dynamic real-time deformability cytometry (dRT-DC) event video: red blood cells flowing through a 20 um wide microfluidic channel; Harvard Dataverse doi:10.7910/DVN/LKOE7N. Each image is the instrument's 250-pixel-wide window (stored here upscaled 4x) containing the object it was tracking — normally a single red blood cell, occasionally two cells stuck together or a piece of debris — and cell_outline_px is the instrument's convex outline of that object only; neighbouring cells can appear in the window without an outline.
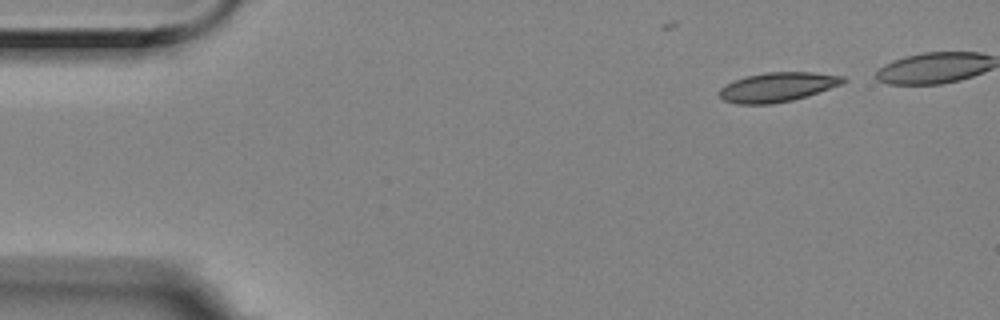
{"species": "Egyptian fruit bat (a non-hibernating species)", "species_latin": "Rousettus aegyptiacus", "temperature_condition": "room temperature", "stored_images_in_passage": 4, "camera_frame_rate_fps": 3000, "um_per_image_px": 0.085, "animal": {"sex": "female"}, "frame": {"image": 1, "passage_image": 1, "time_ms": 0.0, "image_size_px": [1000, 320], "cell_outline_px": [[848, 80], [844, 84], [808, 96], [792, 100], [772, 104], [736, 104], [724, 100], [716, 92], [720, 88], [732, 80], [744, 76], [764, 72], [816, 72], [844, 76]], "centroid_in_image_um": [66.1, 7.39], "position_along_channel_um": 18.9, "area_um2": 21.68}}